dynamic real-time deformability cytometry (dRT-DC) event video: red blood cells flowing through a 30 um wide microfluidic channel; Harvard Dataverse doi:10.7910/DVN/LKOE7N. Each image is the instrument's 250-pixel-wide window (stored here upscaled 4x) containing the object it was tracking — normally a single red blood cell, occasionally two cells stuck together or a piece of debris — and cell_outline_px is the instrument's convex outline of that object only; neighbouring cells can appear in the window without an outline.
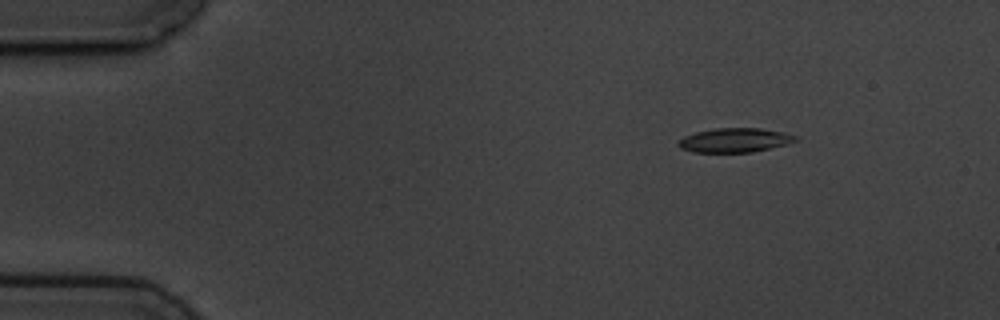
{"species": "common noctule bat (a hibernating species)", "species_latin": "Nyctalus noctula", "temperature_condition": "cold", "stored_images_in_passage": 6, "camera_frame_rate_fps": 3000, "um_per_image_px": 0.085, "animal": {"sex": "male", "body_mass_g": 19.5, "forearm_length_mm": 54.6}, "frame": {"image": 1, "passage_image": 3, "time_ms": 2.333, "image_size_px": [1000, 320], "cell_outline_px": [[796, 140], [784, 144], [752, 152], [692, 152], [680, 148], [676, 144], [684, 136], [696, 132], [716, 128], [760, 128], [784, 132], [796, 136]], "centroid_in_image_um": [62.39, 11.91], "position_along_channel_um": 22.6, "area_um2": 16.3}}
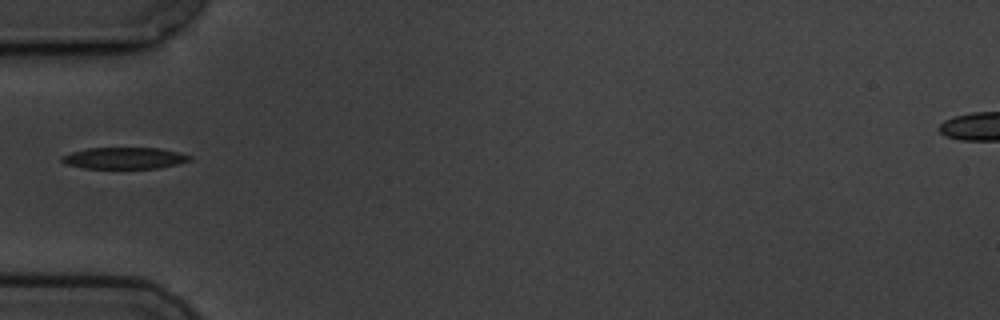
{"frame": {"image": 2, "passage_image": 6, "time_ms": 6.0, "image_size_px": [1000, 320], "cell_outline_px": [[192, 160], [160, 168], [84, 168], [64, 164], [60, 160], [60, 156], [72, 152], [88, 148], [160, 148], [180, 152], [192, 156]], "centroid_in_image_um": [10.57, 13.44], "position_along_channel_um": 74.4, "area_um2": 16.13}}